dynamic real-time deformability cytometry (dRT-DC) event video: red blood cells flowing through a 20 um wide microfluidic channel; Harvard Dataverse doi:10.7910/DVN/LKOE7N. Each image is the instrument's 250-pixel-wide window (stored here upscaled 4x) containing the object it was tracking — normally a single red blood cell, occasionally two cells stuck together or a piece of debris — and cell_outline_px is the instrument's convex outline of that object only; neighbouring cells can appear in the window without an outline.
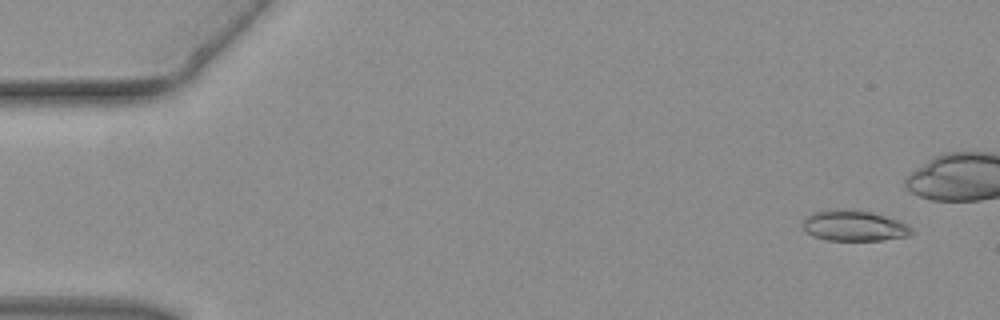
{"species": "common noctule bat (a hibernating species)", "species_latin": "Nyctalus noctula", "temperature_condition": "warm", "stored_images_in_passage": 38, "camera_frame_rate_fps": 3000, "um_per_image_px": 0.085, "animal": {"sex": "female", "body_mass_g": 19.3, "forearm_length_mm": 54.1}, "frame": {"image": 1, "passage_image": 3, "time_ms": 0.667, "image_size_px": [1000, 320], "cell_outline_px": [[916, 232], [908, 236], [880, 240], [828, 240], [812, 236], [804, 232], [800, 224], [812, 212], [828, 208], [844, 208], [872, 212], [908, 224]], "centroid_in_image_um": [72.54, 19.17], "position_along_channel_um": 12.5, "area_um2": 19.88}}
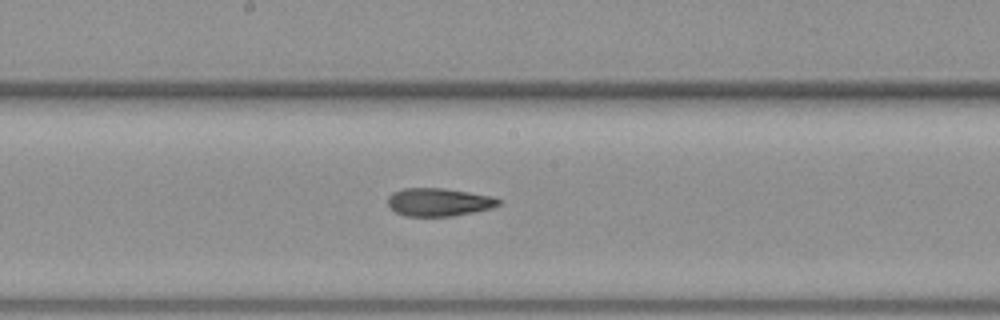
{"frame": {"image": 2, "passage_image": 25, "time_ms": 8.0, "image_size_px": [1000, 320], "cell_outline_px": [[500, 204], [492, 208], [452, 216], [404, 216], [396, 212], [388, 204], [388, 196], [392, 192], [404, 188], [444, 188], [492, 196], [500, 200]], "centroid_in_image_um": [37.28, 17.17], "position_along_channel_um": 210.9, "area_um2": 18.03}}
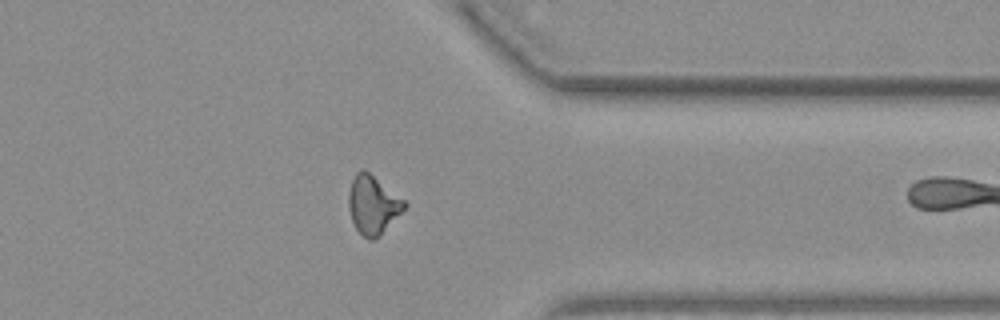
{"frame": {"image": 3, "passage_image": 37, "time_ms": 12.0, "image_size_px": [1000, 320], "cell_outline_px": [[408, 204], [380, 236], [372, 240], [368, 240], [356, 228], [352, 220], [348, 208], [348, 192], [352, 180], [356, 172], [360, 168], [364, 168], [404, 200]], "centroid_in_image_um": [31.67, 17.39], "position_along_channel_um": 379.7, "area_um2": 18.9}}